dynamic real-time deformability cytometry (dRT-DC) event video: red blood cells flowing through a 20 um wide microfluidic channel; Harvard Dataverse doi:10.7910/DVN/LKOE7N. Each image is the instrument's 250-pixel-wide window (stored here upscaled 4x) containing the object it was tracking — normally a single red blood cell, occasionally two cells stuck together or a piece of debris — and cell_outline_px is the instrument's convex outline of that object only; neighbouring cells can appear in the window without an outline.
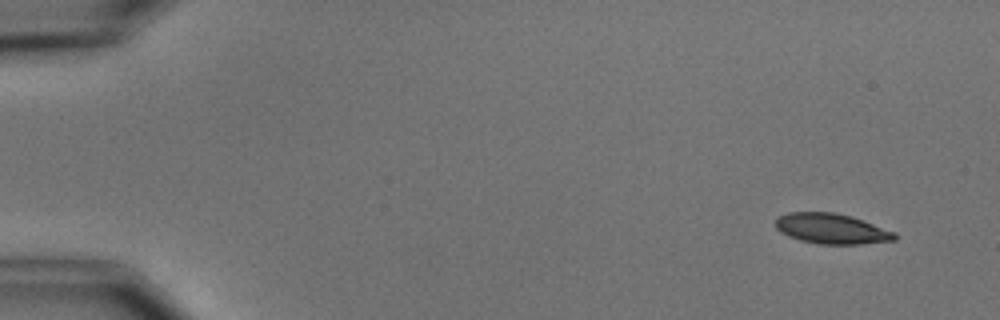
{"species": "common noctule bat (a hibernating species)", "species_latin": "Nyctalus noctula", "temperature_condition": "cold", "stored_images_in_passage": 4, "camera_frame_rate_fps": 3000, "um_per_image_px": 0.085, "animal": {"sex": "male", "body_mass_g": 15.6}, "frame": {"image": 1, "passage_image": 1, "time_ms": 0.0, "image_size_px": [1000, 320], "cell_outline_px": [[896, 240], [860, 244], [816, 244], [800, 240], [788, 236], [780, 232], [776, 228], [776, 216], [788, 212], [832, 212], [852, 216], [896, 232]], "centroid_in_image_um": [70.67, 19.44], "position_along_channel_um": 14.3, "area_um2": 21.21}}